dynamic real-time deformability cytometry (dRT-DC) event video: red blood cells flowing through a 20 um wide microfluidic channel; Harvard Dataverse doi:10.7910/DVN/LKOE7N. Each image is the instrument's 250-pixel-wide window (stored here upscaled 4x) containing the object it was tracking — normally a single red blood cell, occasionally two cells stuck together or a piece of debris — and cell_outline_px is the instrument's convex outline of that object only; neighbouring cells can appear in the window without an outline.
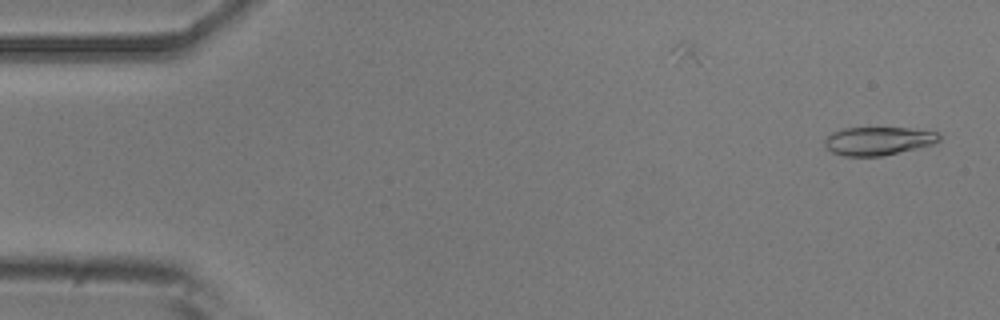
{"species": "common noctule bat (a hibernating species)", "species_latin": "Nyctalus noctula", "temperature_condition": "room temperature", "stored_images_in_passage": 51, "camera_frame_rate_fps": 3000, "um_per_image_px": 0.085, "animal": {"sex": "male", "body_mass_g": 20.5, "forearm_length_mm": 52.5}, "frame": {"image": 1, "passage_image": 1, "time_ms": 0.0, "image_size_px": [1000, 320], "cell_outline_px": [[940, 140], [932, 144], [880, 156], [844, 156], [832, 152], [824, 148], [824, 140], [832, 132], [844, 128], [908, 128], [936, 132], [940, 136]], "centroid_in_image_um": [74.58, 11.98], "position_along_channel_um": 10.4, "area_um2": 18.67}}
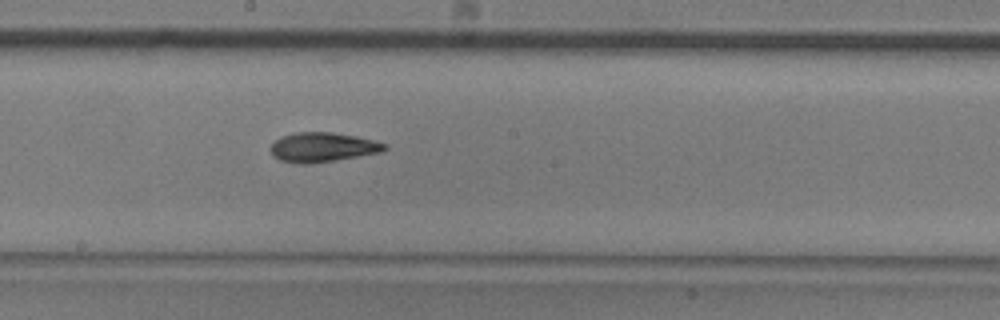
{"frame": {"image": 2, "passage_image": 27, "time_ms": 8.667, "image_size_px": [1000, 320], "cell_outline_px": [[388, 148], [384, 152], [308, 164], [300, 164], [280, 160], [272, 156], [268, 148], [280, 136], [296, 132], [332, 132], [356, 136], [388, 144]], "centroid_in_image_um": [27.41, 12.51], "position_along_channel_um": 220.8, "area_um2": 19.77}}
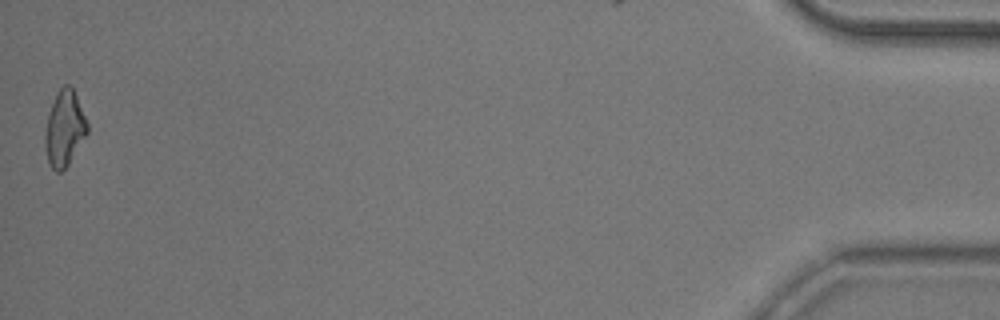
{"frame": {"image": 3, "passage_image": 51, "time_ms": 16.667, "image_size_px": [1000, 320], "cell_outline_px": [[88, 132], [68, 164], [60, 172], [56, 172], [48, 164], [44, 148], [44, 136], [48, 116], [52, 104], [60, 88], [64, 84], [68, 84], [72, 88], [76, 96], [88, 124]], "centroid_in_image_um": [5.46, 10.96], "position_along_channel_um": 429.7, "area_um2": 18.32}, "authors_computed_cell_mechanics": {"area_um2": 18.785, "velocity_mm_per_s": 3.8195, "shape_relaxation_time_tau1_ms": 4.5748, "shape_relaxation_time_tau2_ms": 3.7712, "deformation_change_tau1": 0.1506, "deformation_change_tau2": 0.1123}}